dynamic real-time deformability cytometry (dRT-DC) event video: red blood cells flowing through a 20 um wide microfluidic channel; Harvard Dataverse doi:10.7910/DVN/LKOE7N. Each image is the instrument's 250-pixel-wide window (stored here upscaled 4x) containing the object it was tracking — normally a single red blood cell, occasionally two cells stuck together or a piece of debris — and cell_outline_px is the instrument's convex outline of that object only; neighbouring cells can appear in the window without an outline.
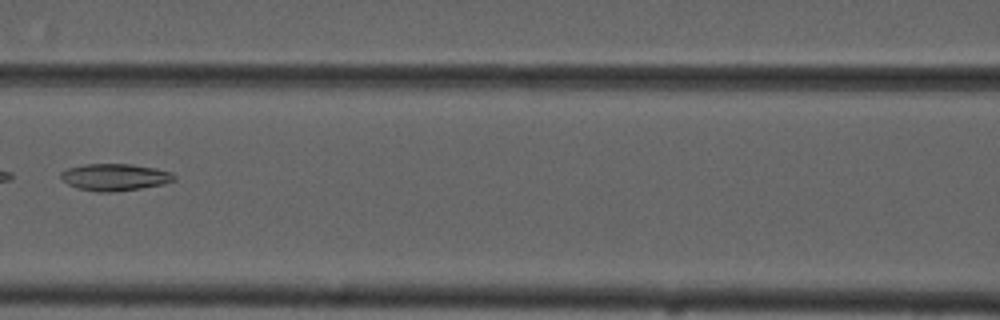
{"species": "common noctule bat (a hibernating species)", "species_latin": "Nyctalus noctula", "temperature_condition": "cold", "stored_images_in_passage": 8, "camera_frame_rate_fps": 3000, "um_per_image_px": 0.085, "animal": {"sex": "male", "forearm_length_mm": 52.5}, "frame": {"image": 1, "passage_image": 4, "time_ms": 3.667, "image_size_px": [1000, 320], "cell_outline_px": [[176, 180], [164, 184], [140, 188], [112, 192], [96, 192], [76, 188], [60, 180], [60, 172], [68, 168], [84, 164], [132, 164], [156, 168], [172, 172], [176, 176]], "centroid_in_image_um": [9.75, 15.06], "position_along_channel_um": 156.9, "area_um2": 18.03}}
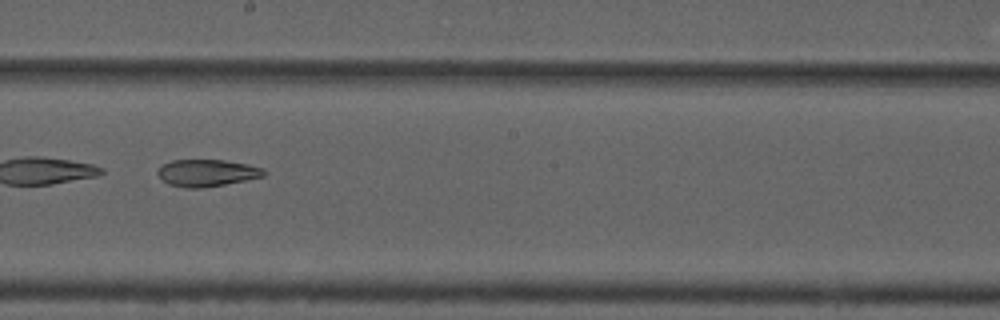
{"frame": {"image": 2, "passage_image": 6, "time_ms": 5.667, "image_size_px": [1000, 320], "cell_outline_px": [[264, 176], [224, 184], [200, 188], [188, 188], [168, 184], [160, 180], [156, 172], [164, 164], [172, 160], [224, 160], [248, 164], [264, 168]], "centroid_in_image_um": [17.55, 14.69], "position_along_channel_um": 230.6, "area_um2": 16.59}}
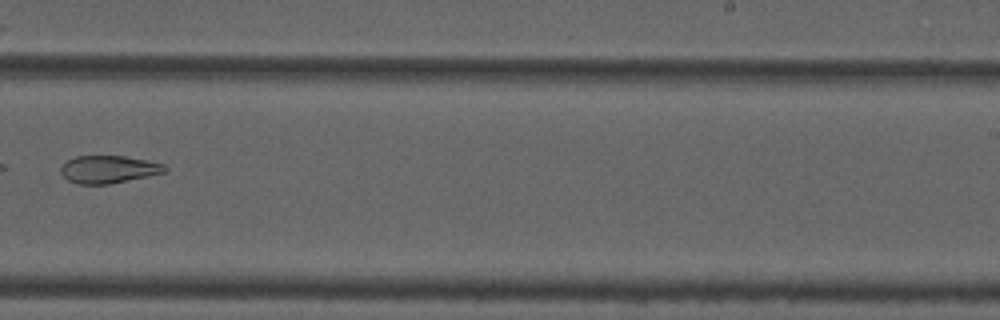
{"frame": {"image": 3, "passage_image": 7, "time_ms": 7.0, "image_size_px": [1000, 320], "cell_outline_px": [[168, 168], [164, 172], [148, 176], [108, 184], [80, 184], [68, 180], [60, 172], [60, 168], [68, 160], [76, 156], [124, 156], [148, 160], [164, 164]], "centroid_in_image_um": [9.23, 14.39], "position_along_channel_um": 279.8, "area_um2": 16.59}}